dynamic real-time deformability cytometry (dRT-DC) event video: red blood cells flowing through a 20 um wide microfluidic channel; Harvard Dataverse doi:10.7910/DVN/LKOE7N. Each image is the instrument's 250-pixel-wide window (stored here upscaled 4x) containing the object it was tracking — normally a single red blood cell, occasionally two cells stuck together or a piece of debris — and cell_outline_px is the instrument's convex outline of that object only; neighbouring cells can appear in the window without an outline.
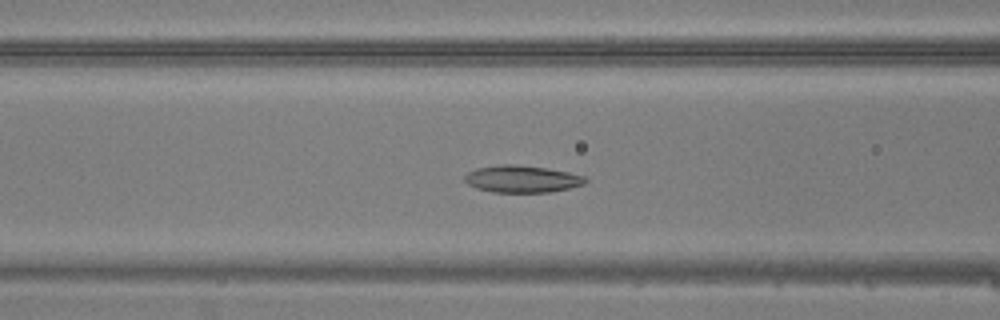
{"species": "common noctule bat (a hibernating species)", "species_latin": "Nyctalus noctula", "temperature_condition": "warm", "stored_images_in_passage": 47, "camera_frame_rate_fps": 3000, "um_per_image_px": 0.085, "animal": {"sex": "male", "body_mass_g": 20.5, "forearm_length_mm": 52.5}, "frame": {"image": 1, "passage_image": 19, "time_ms": 6.0, "image_size_px": [1000, 320], "cell_outline_px": [[588, 180], [584, 184], [568, 188], [548, 192], [492, 192], [476, 188], [468, 184], [464, 180], [464, 176], [468, 172], [476, 168], [500, 164], [512, 164], [548, 168], [568, 172], [584, 176]], "centroid_in_image_um": [44.34, 15.21], "position_along_channel_um": 122.3, "area_um2": 19.02}}
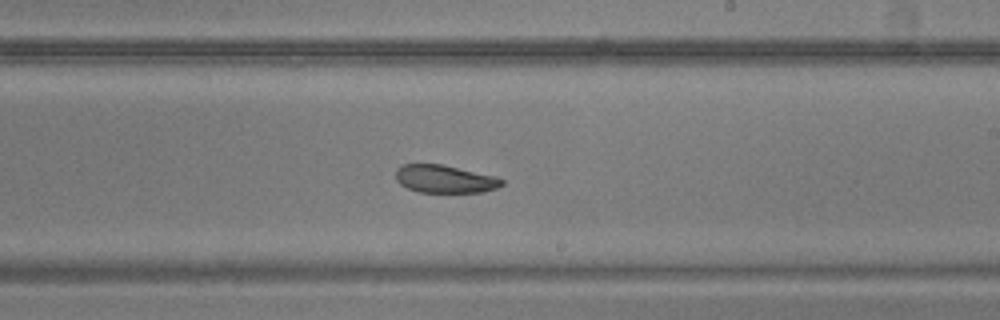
{"frame": {"image": 2, "passage_image": 28, "time_ms": 9.0, "image_size_px": [1000, 320], "cell_outline_px": [[504, 184], [496, 188], [480, 192], [420, 192], [408, 188], [400, 184], [396, 180], [396, 168], [404, 164], [444, 164], [496, 176], [504, 180]], "centroid_in_image_um": [37.82, 15.2], "position_along_channel_um": 251.2, "area_um2": 17.28}}
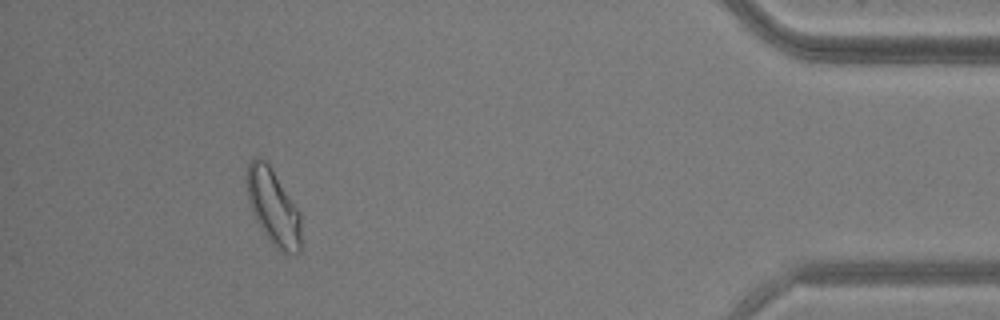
{"frame": {"image": 3, "passage_image": 43, "time_ms": 14.0, "image_size_px": [1000, 320], "cell_outline_px": [[300, 252], [296, 256], [284, 252], [276, 248], [272, 244], [256, 220], [248, 200], [248, 164], [252, 156], [260, 156], [268, 164], [300, 212]], "centroid_in_image_um": [23.24, 17.62], "position_along_channel_um": 412.0, "area_um2": 23.52}}